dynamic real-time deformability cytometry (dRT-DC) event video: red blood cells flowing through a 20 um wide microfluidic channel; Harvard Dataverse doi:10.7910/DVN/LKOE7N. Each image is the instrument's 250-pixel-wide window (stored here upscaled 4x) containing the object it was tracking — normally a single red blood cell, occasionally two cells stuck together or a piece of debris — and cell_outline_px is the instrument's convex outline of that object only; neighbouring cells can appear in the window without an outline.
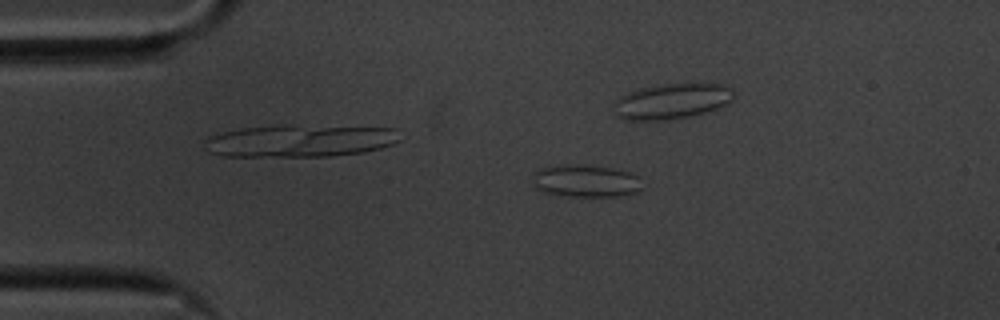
{"species": "common noctule bat (a hibernating species)", "species_latin": "Nyctalus noctula", "temperature_condition": "cold", "stored_images_in_passage": 49, "camera_frame_rate_fps": 3000, "um_per_image_px": 0.085, "animal": {"sex": "male", "body_mass_g": 20.1, "forearm_length_mm": 53.5}, "frame": {"image": 1, "passage_image": 3, "time_ms": 0.667, "image_size_px": [1000, 320], "cell_outline_px": [[640, 188], [636, 192], [624, 196], [572, 196], [540, 192], [536, 188], [532, 176], [540, 168], [548, 164], [580, 164], [612, 168], [628, 172], [640, 176]], "centroid_in_image_um": [49.75, 15.36], "position_along_channel_um": 35.3, "area_um2": 20.98}}
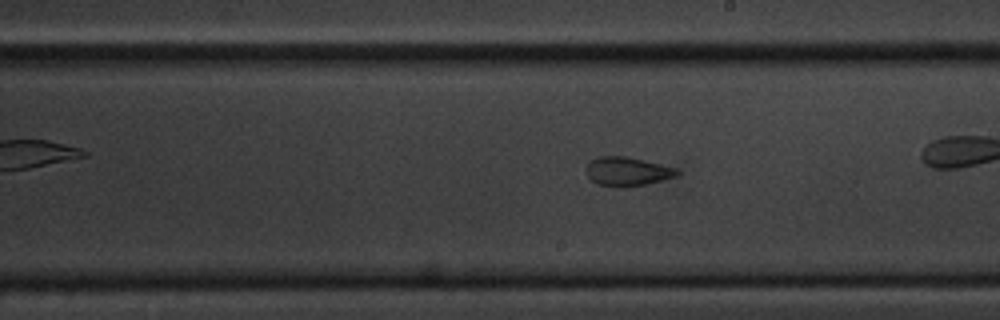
{"frame": {"image": 2, "passage_image": 23, "time_ms": 7.333, "image_size_px": [1000, 320], "cell_outline_px": [[680, 172], [676, 176], [644, 184], [596, 184], [588, 176], [588, 164], [596, 156], [628, 156], [676, 168]], "centroid_in_image_um": [53.34, 14.51], "position_along_channel_um": 235.7, "area_um2": 14.45}}
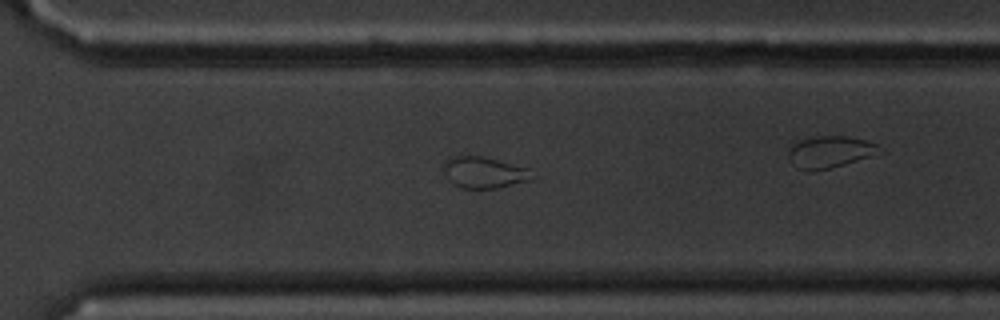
{"frame": {"image": 3, "passage_image": 31, "time_ms": 10.0, "image_size_px": [1000, 320], "cell_outline_px": [[532, 180], [496, 188], [460, 188], [452, 184], [444, 168], [444, 160], [456, 156], [484, 156], [528, 168]], "centroid_in_image_um": [41.14, 14.66], "position_along_channel_um": 329.5, "area_um2": 15.9}, "authors_computed_cell_mechanics": {"area_um2": 16.9932, "velocity_mm_per_s": 3.5314, "shape_relaxation_time_tau1_ms": null, "shape_relaxation_time_tau2_ms": 1.9386, "deformation_change_tau1": null, "deformation_change_tau2": 0.0801}}